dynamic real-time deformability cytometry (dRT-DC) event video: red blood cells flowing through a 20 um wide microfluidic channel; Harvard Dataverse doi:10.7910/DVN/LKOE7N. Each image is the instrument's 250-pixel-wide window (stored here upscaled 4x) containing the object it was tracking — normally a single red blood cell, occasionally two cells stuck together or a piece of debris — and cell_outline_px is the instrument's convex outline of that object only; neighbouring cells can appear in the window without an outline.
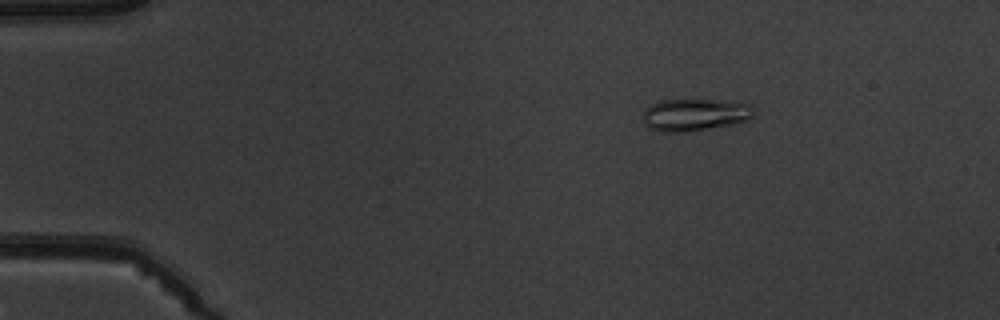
{"species": "common noctule bat (a hibernating species)", "species_latin": "Nyctalus noctula", "temperature_condition": "warm", "stored_images_in_passage": 5, "camera_frame_rate_fps": 3000, "um_per_image_px": 0.085, "animal": {"sex": "male", "body_mass_g": 19.5, "forearm_length_mm": 54.6}, "frame": {"image": 1, "passage_image": 3, "time_ms": 2.333, "image_size_px": [1000, 320], "cell_outline_px": [[752, 116], [748, 120], [736, 124], [680, 132], [664, 132], [648, 128], [644, 124], [644, 108], [660, 100], [708, 100], [752, 104]], "centroid_in_image_um": [59.02, 9.76], "position_along_channel_um": 26.0, "area_um2": 20.58}}